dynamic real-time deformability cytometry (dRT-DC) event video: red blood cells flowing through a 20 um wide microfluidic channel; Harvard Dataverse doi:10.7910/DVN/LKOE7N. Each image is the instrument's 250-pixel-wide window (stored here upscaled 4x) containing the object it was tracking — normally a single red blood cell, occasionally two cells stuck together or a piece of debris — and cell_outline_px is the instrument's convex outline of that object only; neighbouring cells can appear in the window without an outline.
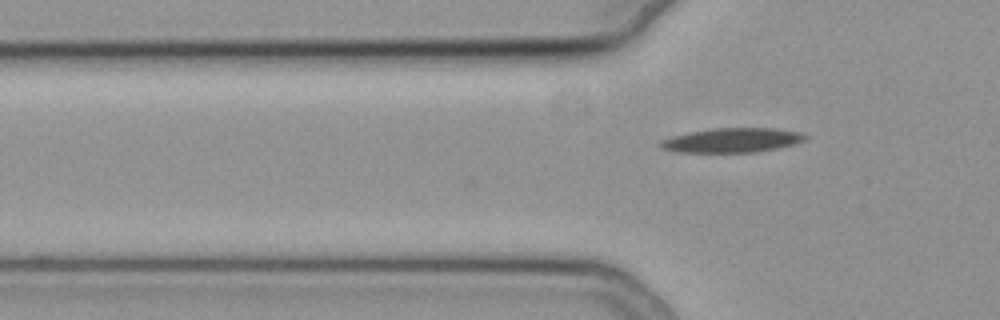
{"species": "common noctule bat (a hibernating species)", "species_latin": "Nyctalus noctula", "temperature_condition": "cold", "stored_images_in_passage": 3, "camera_frame_rate_fps": 3000, "um_per_image_px": 0.085, "animal": {"sex": "female", "body_mass_g": 19.3, "forearm_length_mm": 54.1}, "frame": {"image": 1, "passage_image": 3, "time_ms": 0.667, "image_size_px": [1000, 320], "cell_outline_px": [[808, 136], [804, 140], [792, 144], [776, 148], [756, 152], [680, 152], [660, 148], [656, 144], [660, 140], [672, 136], [688, 132], [712, 128], [776, 128], [800, 132]], "centroid_in_image_um": [62.17, 11.91], "position_along_channel_um": 63.6, "area_um2": 20.63}}